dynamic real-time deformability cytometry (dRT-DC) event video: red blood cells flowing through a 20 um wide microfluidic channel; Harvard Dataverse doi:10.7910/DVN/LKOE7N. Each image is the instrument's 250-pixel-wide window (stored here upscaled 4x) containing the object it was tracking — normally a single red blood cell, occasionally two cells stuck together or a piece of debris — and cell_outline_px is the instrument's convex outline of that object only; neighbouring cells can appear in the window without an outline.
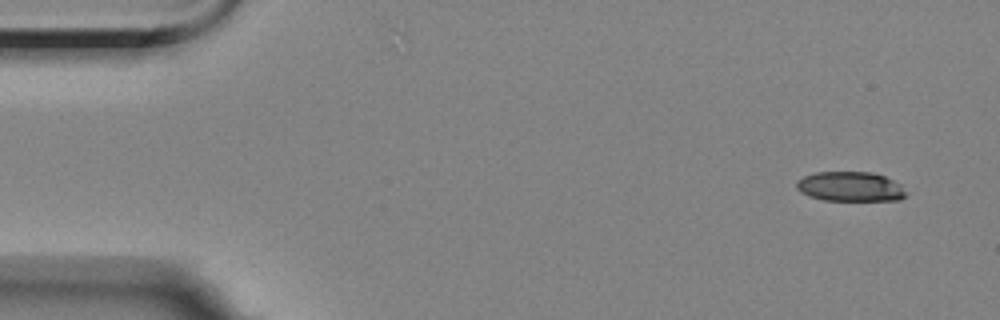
{"species": "Egyptian fruit bat (a non-hibernating species)", "species_latin": "Rousettus aegyptiacus", "temperature_condition": "room temperature", "stored_images_in_passage": 5, "camera_frame_rate_fps": 3000, "um_per_image_px": 0.085, "animal": {"sex": "female"}, "frame": {"image": 1, "passage_image": 1, "time_ms": 0.0, "image_size_px": [1000, 320], "cell_outline_px": [[908, 196], [900, 200], [824, 200], [808, 196], [800, 192], [796, 188], [796, 180], [804, 176], [816, 172], [872, 172], [884, 176], [900, 184]], "centroid_in_image_um": [72.26, 15.86], "position_along_channel_um": 12.7, "area_um2": 19.02}}